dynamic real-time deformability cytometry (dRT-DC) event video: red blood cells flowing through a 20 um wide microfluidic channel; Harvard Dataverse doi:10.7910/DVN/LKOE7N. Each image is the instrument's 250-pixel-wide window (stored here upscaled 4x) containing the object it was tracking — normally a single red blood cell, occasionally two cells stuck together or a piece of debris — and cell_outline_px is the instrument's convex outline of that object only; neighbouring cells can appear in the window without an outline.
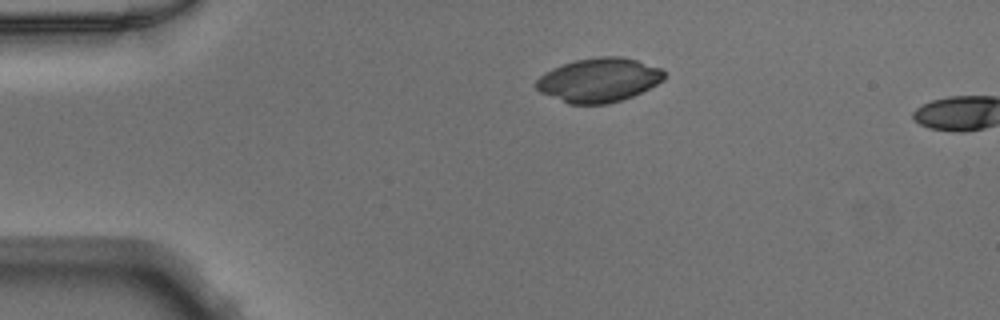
{"species": "Egyptian fruit bat (a non-hibernating species)", "species_latin": "Rousettus aegyptiacus", "temperature_condition": "warm", "stored_images_in_passage": 3, "camera_frame_rate_fps": 3000, "um_per_image_px": 0.085, "animal": {"sex": "male"}, "frame": {"image": 1, "passage_image": 1, "time_ms": 0.0, "image_size_px": [1000, 320], "cell_outline_px": [[664, 80], [632, 96], [608, 104], [568, 104], [540, 92], [536, 88], [536, 80], [544, 72], [552, 68], [576, 60], [600, 56], [620, 56], [636, 60], [660, 68], [664, 72]], "centroid_in_image_um": [50.87, 6.8], "position_along_channel_um": 34.1, "area_um2": 32.66}}